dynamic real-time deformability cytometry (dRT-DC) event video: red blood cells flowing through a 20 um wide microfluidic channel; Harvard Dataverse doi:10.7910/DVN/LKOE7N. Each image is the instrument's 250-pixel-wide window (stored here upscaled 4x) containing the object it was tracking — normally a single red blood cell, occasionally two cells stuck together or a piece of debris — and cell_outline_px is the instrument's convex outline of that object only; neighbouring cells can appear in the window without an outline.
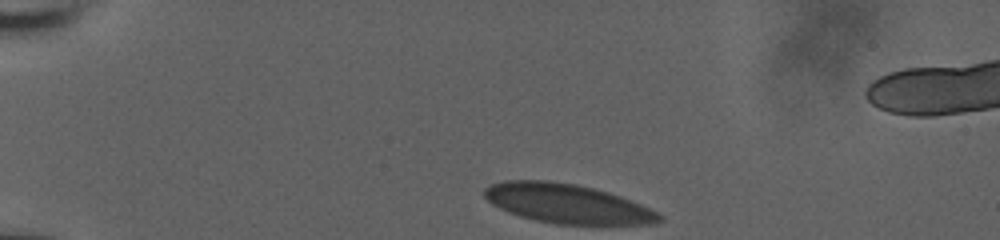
{"species": "human", "species_latin": "Homo sapiens", "temperature_condition": "room temperature", "stored_images_in_passage": 44, "camera_frame_rate_fps": 3000, "um_per_image_px": 0.085, "donor": {"sex": "male"}, "frame": {"image": 1, "passage_image": 1, "time_ms": 0.0, "image_size_px": [1000, 240], "cell_outline_px": [[664, 220], [656, 224], [556, 224], [536, 220], [520, 216], [508, 212], [492, 204], [484, 196], [484, 188], [492, 184], [504, 180], [548, 180], [576, 184], [608, 192], [620, 196], [640, 204], [664, 216]], "centroid_in_image_um": [48.21, 17.31], "position_along_channel_um": 36.8, "area_um2": 39.94}}
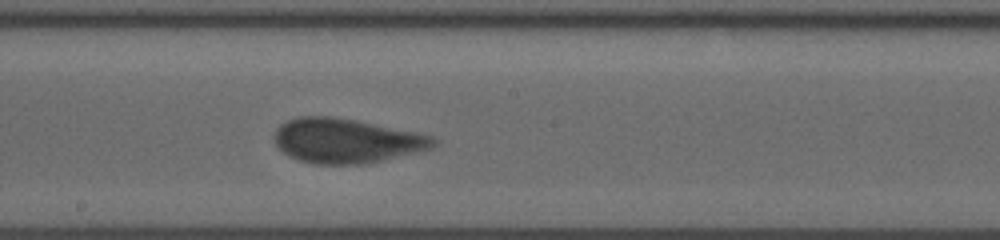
{"frame": {"image": 2, "passage_image": 21, "time_ms": 6.667, "image_size_px": [1000, 240], "cell_outline_px": [[436, 144], [432, 148], [384, 160], [360, 164], [316, 164], [300, 160], [288, 156], [272, 140], [272, 136], [276, 128], [280, 124], [288, 120], [300, 116], [328, 116], [356, 120], [432, 136], [436, 140]], "centroid_in_image_um": [29.38, 11.96], "position_along_channel_um": 218.8, "area_um2": 41.04}}
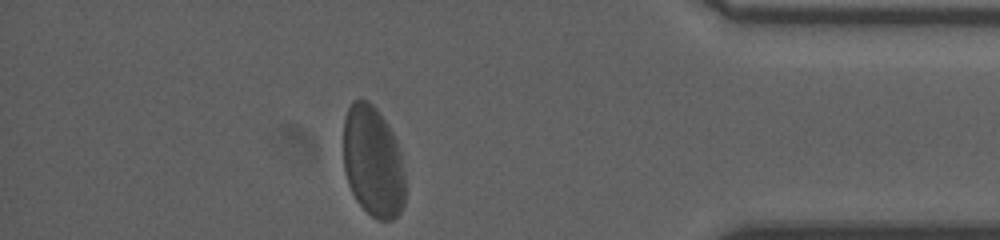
{"frame": {"image": 3, "passage_image": 38, "time_ms": 12.333, "image_size_px": [1000, 240], "cell_outline_px": [[404, 204], [400, 212], [392, 220], [376, 220], [356, 200], [348, 184], [344, 168], [344, 116], [352, 100], [368, 100], [376, 108], [392, 132], [396, 140], [400, 152], [404, 176]], "centroid_in_image_um": [31.69, 13.74], "position_along_channel_um": 403.5, "area_um2": 39.88}, "authors_computed_cell_mechanics": {"area_um2": 41.0091, "velocity_mm_per_s": 3.7715, "shape_relaxation_time_tau1_ms": 6.587, "shape_relaxation_time_tau2_ms": null, "deformation_change_tau1": 0.1422, "deformation_change_tau2": null}}